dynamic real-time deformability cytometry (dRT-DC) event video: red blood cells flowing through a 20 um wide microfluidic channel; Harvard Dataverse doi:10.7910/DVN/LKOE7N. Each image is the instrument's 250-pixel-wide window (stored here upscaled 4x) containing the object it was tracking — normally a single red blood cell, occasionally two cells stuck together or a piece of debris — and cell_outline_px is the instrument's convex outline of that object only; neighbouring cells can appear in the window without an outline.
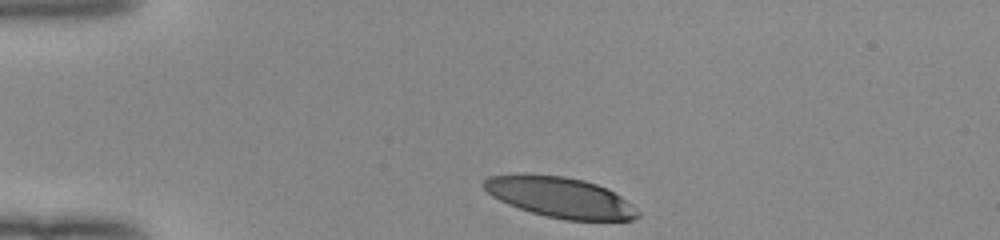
{"species": "human", "species_latin": "Homo sapiens", "temperature_condition": "room temperature", "stored_images_in_passage": 32, "camera_frame_rate_fps": 3000, "um_per_image_px": 0.085, "donor": {"sex": "female"}, "frame": {"image": 1, "passage_image": 1, "time_ms": 0.0, "image_size_px": [1000, 240], "cell_outline_px": [[640, 216], [636, 220], [564, 220], [544, 216], [508, 204], [492, 196], [480, 184], [488, 176], [564, 176], [584, 180], [608, 188], [632, 204], [640, 212]], "centroid_in_image_um": [47.68, 16.81], "position_along_channel_um": 37.3, "area_um2": 35.78}}
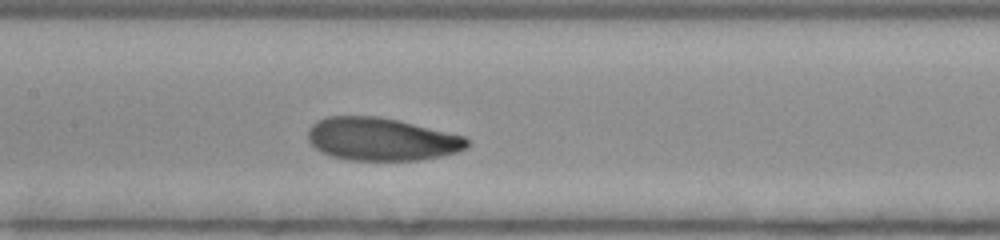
{"frame": {"image": 2, "passage_image": 15, "time_ms": 4.667, "image_size_px": [1000, 240], "cell_outline_px": [[468, 144], [464, 148], [456, 152], [440, 156], [420, 160], [348, 160], [332, 156], [320, 152], [308, 140], [308, 128], [316, 120], [328, 116], [376, 116], [400, 120], [464, 136], [468, 140]], "centroid_in_image_um": [32.38, 11.82], "position_along_channel_um": 175.0, "area_um2": 39.77}}
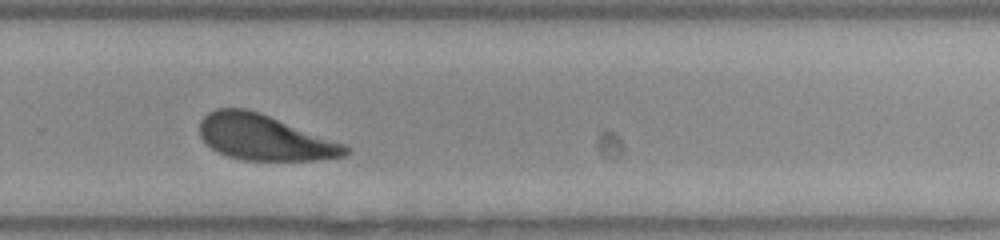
{"frame": {"image": 3, "passage_image": 25, "time_ms": 8.0, "image_size_px": [1000, 240], "cell_outline_px": [[352, 152], [344, 156], [316, 160], [244, 160], [228, 156], [216, 152], [200, 136], [200, 120], [208, 112], [216, 108], [244, 108], [268, 116], [344, 144]], "centroid_in_image_um": [22.44, 11.7], "position_along_channel_um": 307.4, "area_um2": 38.09}, "authors_computed_cell_mechanics": {"area_um2": 39.8531, "velocity_mm_per_s": 3.9911, "shape_relaxation_time_tau1_ms": 2.7814, "shape_relaxation_time_tau2_ms": 3.6489, "deformation_change_tau1": 0.1497, "deformation_change_tau2": 0.1265}}